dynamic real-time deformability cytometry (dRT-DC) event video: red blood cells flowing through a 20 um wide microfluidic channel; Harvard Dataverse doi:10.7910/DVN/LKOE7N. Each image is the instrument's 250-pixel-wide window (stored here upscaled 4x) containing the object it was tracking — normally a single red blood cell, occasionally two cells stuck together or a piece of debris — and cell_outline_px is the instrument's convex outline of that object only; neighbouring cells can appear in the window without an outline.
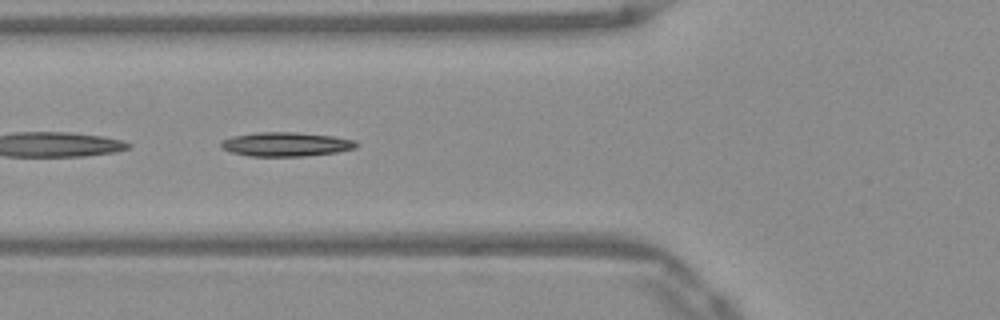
{"species": "Egyptian fruit bat (a non-hibernating species)", "species_latin": "Rousettus aegyptiacus", "temperature_condition": "warm", "stored_images_in_passage": 31, "segment_of_instrument_passage": [2, 2], "camera_frame_rate_fps": 3000, "um_per_image_px": 0.085, "frame": {"image": 1, "passage_image": 14, "time_ms": 4.333, "image_size_px": [1000, 320], "cell_outline_px": [[360, 144], [356, 148], [336, 152], [304, 156], [248, 156], [232, 152], [224, 148], [220, 144], [220, 140], [232, 136], [256, 132], [296, 132], [332, 136], [356, 140]], "centroid_in_image_um": [24.32, 12.25], "position_along_channel_um": 101.5, "area_um2": 19.07}}
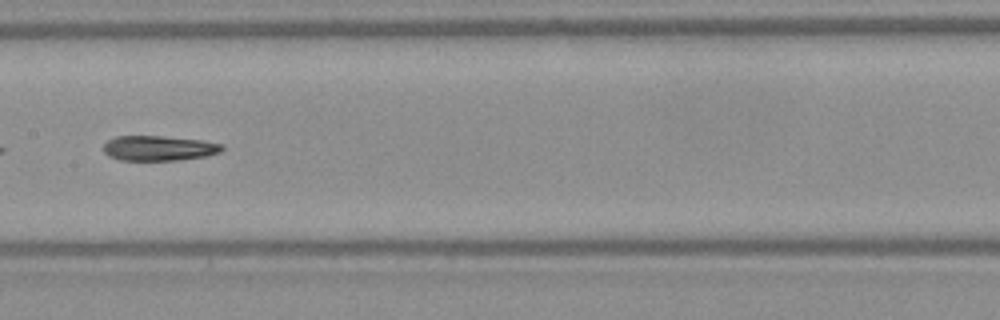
{"frame": {"image": 2, "passage_image": 21, "time_ms": 6.667, "image_size_px": [1000, 320], "cell_outline_px": [[224, 148], [220, 152], [204, 156], [176, 160], [120, 160], [108, 156], [104, 152], [104, 144], [108, 140], [116, 136], [164, 136], [204, 140], [224, 144]], "centroid_in_image_um": [13.51, 12.58], "position_along_channel_um": 193.9, "area_um2": 17.34}}
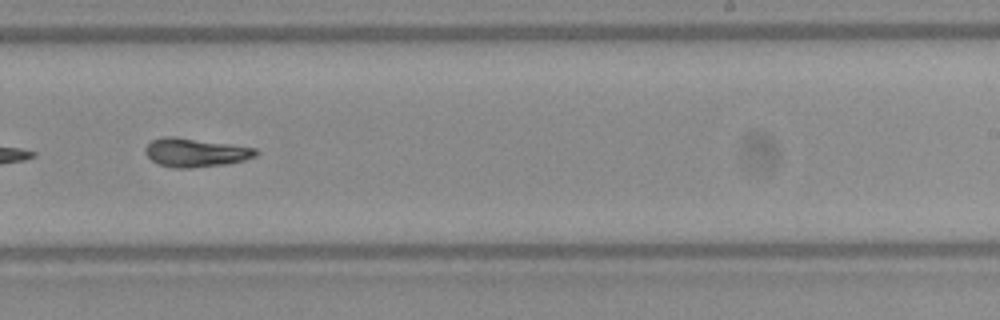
{"frame": {"image": 3, "passage_image": 27, "time_ms": 8.667, "image_size_px": [1000, 320], "cell_outline_px": [[260, 152], [256, 156], [244, 160], [224, 164], [192, 168], [172, 168], [160, 164], [152, 160], [144, 152], [144, 148], [152, 140], [164, 136], [172, 136], [256, 148]], "centroid_in_image_um": [16.6, 12.97], "position_along_channel_um": 272.4, "area_um2": 18.32}}